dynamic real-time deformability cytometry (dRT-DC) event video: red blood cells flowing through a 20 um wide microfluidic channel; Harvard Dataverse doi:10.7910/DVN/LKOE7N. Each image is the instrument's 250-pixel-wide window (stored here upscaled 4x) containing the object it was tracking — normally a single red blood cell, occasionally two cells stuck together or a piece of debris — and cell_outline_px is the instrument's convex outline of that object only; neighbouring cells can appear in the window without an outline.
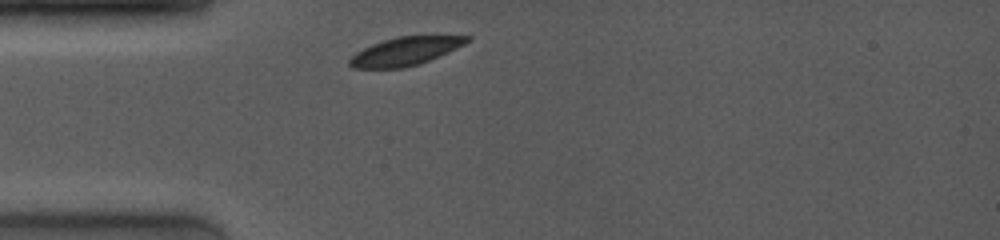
{"species": "common noctule bat (a hibernating species)", "species_latin": "Nyctalus noctula", "temperature_condition": "room temperature", "stored_images_in_passage": 1, "camera_frame_rate_fps": 4000, "um_per_image_px": 0.085, "animal": {"sex": "female", "body_mass_g": 19.0, "forearm_length_mm": 53.3}, "frame": {"image": 1, "passage_image": 1, "time_ms": 0.0, "image_size_px": [1000, 240], "cell_outline_px": [[472, 40], [448, 52], [420, 64], [404, 68], [352, 68], [348, 64], [348, 60], [356, 52], [372, 44], [396, 36], [472, 36]], "centroid_in_image_um": [34.44, 4.36], "position_along_channel_um": 50.6, "area_um2": 19.31}}